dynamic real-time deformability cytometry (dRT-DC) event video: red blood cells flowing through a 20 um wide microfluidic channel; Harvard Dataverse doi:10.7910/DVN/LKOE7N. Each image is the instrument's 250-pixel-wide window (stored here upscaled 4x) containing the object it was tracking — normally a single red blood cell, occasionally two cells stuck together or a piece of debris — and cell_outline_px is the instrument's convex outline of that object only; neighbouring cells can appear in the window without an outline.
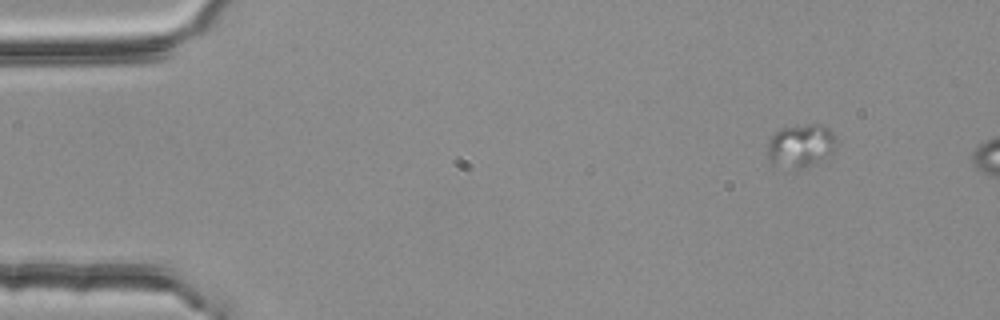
{"species": "common noctule bat (a hibernating species)", "species_latin": "Nyctalus noctula", "temperature_condition": "room temperature", "stored_images_in_passage": 5, "segment_of_instrument_passage": [1, 2], "camera_frame_rate_fps": 3000, "um_per_image_px": 0.085, "animal": {"sex": "female", "body_mass_g": 25.1}, "frame": {"image": 1, "passage_image": 2, "time_ms": 0.333, "image_size_px": [1000, 320], "cell_outline_px": [[836, 144], [824, 156], [808, 164], [796, 164], [768, 160], [768, 144], [772, 136], [780, 128], [808, 124], [820, 124], [828, 128], [836, 136]], "centroid_in_image_um": [68.08, 12.23], "position_along_channel_um": 16.9, "area_um2": 15.66}}